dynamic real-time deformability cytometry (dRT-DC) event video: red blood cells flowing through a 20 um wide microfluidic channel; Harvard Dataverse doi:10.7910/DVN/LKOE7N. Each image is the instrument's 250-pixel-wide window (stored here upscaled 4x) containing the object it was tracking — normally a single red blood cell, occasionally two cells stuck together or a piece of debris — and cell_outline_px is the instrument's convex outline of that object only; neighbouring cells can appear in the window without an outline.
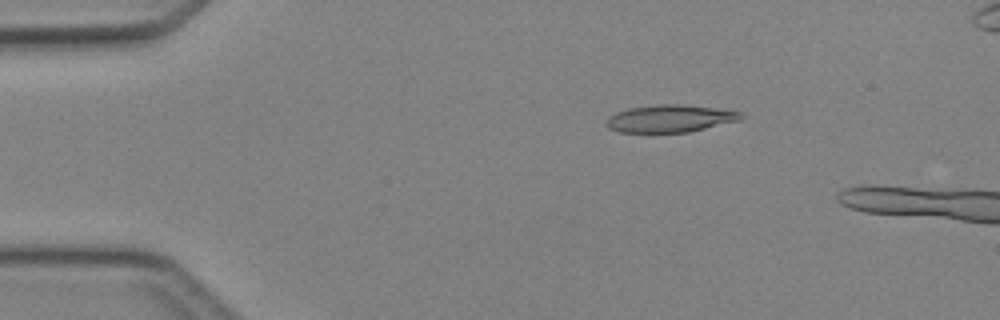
{"species": "Egyptian fruit bat (a non-hibernating species)", "species_latin": "Rousettus aegyptiacus", "temperature_condition": "cold", "stored_images_in_passage": 5, "camera_frame_rate_fps": 3000, "um_per_image_px": 0.085, "animal": {"sex": "female"}, "frame": {"image": 1, "passage_image": 3, "time_ms": 2.333, "image_size_px": [1000, 320], "cell_outline_px": [[744, 116], [740, 120], [688, 132], [620, 132], [608, 128], [604, 124], [616, 112], [632, 108], [656, 104], [680, 104], [712, 108], [740, 112]], "centroid_in_image_um": [56.94, 10.08], "position_along_channel_um": 28.1, "area_um2": 21.1}}